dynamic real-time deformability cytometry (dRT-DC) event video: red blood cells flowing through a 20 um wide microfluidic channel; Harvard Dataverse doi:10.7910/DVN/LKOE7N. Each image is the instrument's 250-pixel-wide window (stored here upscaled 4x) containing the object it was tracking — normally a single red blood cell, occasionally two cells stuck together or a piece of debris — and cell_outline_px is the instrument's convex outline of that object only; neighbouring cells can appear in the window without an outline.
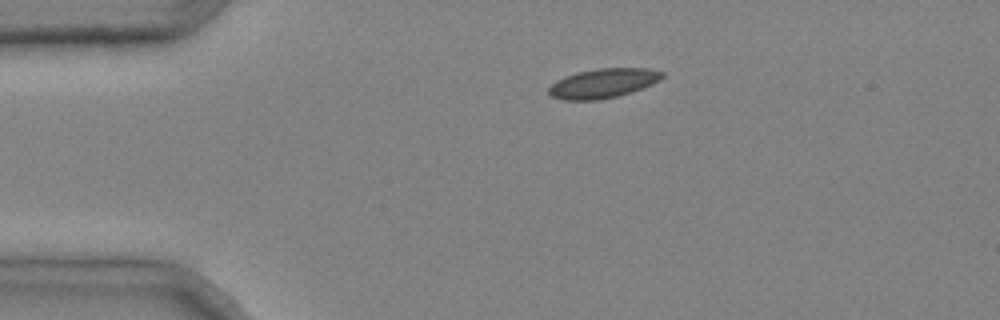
{"species": "common noctule bat (a hibernating species)", "species_latin": "Nyctalus noctula", "temperature_condition": "cold", "stored_images_in_passage": 2, "camera_frame_rate_fps": 3000, "um_per_image_px": 0.085, "animal": {"sex": "male", "body_mass_g": 20.4}, "frame": {"image": 1, "passage_image": 1, "time_ms": 0.0, "image_size_px": [1000, 320], "cell_outline_px": [[664, 76], [660, 80], [652, 84], [616, 96], [600, 100], [564, 100], [552, 96], [548, 92], [548, 88], [556, 80], [564, 76], [576, 72], [600, 68], [648, 68], [664, 72]], "centroid_in_image_um": [51.24, 7.07], "position_along_channel_um": 33.8, "area_um2": 19.36}}